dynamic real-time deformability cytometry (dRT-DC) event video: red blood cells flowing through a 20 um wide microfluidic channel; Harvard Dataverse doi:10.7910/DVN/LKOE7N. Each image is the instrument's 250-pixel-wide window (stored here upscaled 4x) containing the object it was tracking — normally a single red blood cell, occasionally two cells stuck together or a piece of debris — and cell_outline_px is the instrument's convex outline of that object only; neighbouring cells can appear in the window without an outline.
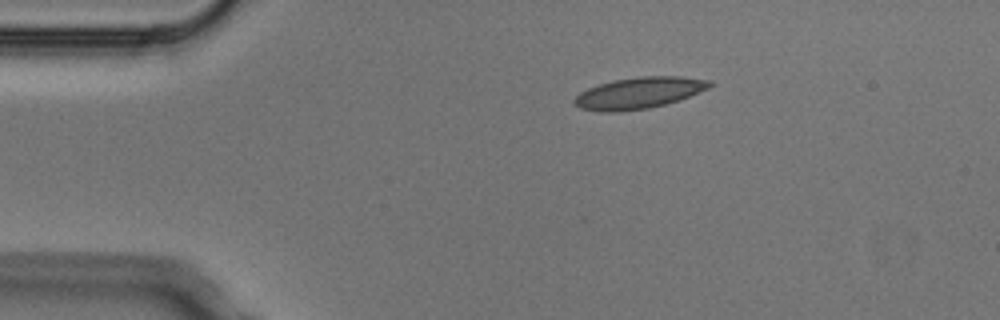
{"species": "Egyptian fruit bat (a non-hibernating species)", "species_latin": "Rousettus aegyptiacus", "temperature_condition": "cold", "stored_images_in_passage": 3, "camera_frame_rate_fps": 3000, "um_per_image_px": 0.085, "animal": {"sex": "male"}, "frame": {"image": 1, "passage_image": 1, "time_ms": 0.0, "image_size_px": [1000, 320], "cell_outline_px": [[712, 84], [708, 88], [688, 96], [664, 104], [648, 108], [616, 112], [604, 112], [580, 108], [572, 100], [580, 92], [588, 88], [600, 84], [616, 80], [640, 76], [680, 76], [712, 80]], "centroid_in_image_um": [54.3, 7.89], "position_along_channel_um": 30.7, "area_um2": 24.39}}